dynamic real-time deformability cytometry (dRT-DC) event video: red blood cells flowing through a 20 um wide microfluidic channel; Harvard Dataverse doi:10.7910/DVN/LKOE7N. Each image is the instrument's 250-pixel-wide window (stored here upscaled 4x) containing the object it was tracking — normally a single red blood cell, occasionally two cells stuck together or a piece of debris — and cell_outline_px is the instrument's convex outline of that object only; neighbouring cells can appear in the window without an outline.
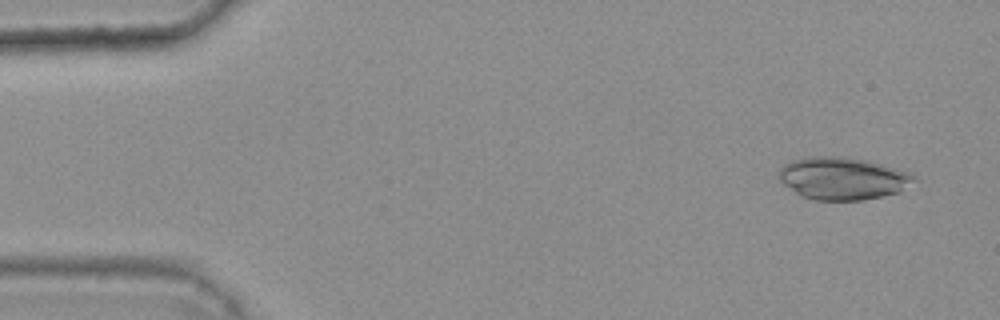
{"species": "common noctule bat (a hibernating species)", "species_latin": "Nyctalus noctula", "temperature_condition": "warm", "stored_images_in_passage": 47, "camera_frame_rate_fps": 3000, "um_per_image_px": 0.085, "animal": {"sex": "female", "body_mass_g": 25.1}, "frame": {"image": 1, "passage_image": 3, "time_ms": 0.667, "image_size_px": [1000, 320], "cell_outline_px": [[916, 180], [900, 192], [864, 200], [812, 200], [800, 196], [784, 184], [780, 180], [780, 168], [788, 160], [808, 156], [844, 156], [864, 160], [912, 172], [916, 176]], "centroid_in_image_um": [71.63, 15.16], "position_along_channel_um": 13.4, "area_um2": 33.7}}
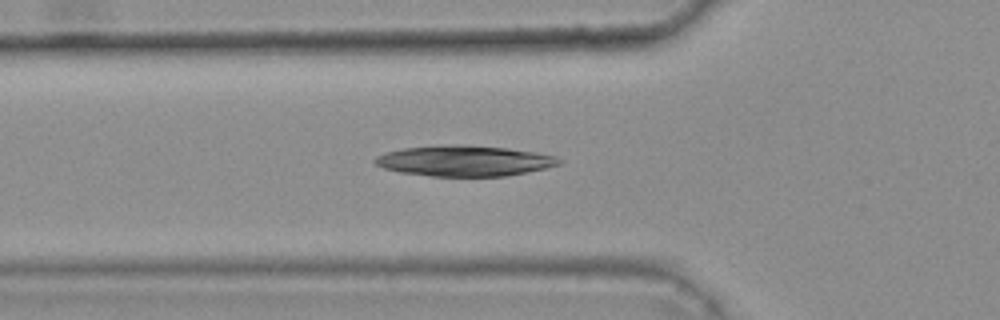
{"frame": {"image": 2, "passage_image": 18, "time_ms": 5.667, "image_size_px": [1000, 320], "cell_outline_px": [[564, 160], [560, 164], [528, 172], [508, 176], [432, 176], [400, 172], [384, 168], [376, 164], [372, 160], [376, 156], [388, 152], [404, 148], [508, 148], [536, 152], [556, 156]], "centroid_in_image_um": [39.55, 13.73], "position_along_channel_um": 86.3, "area_um2": 31.27}}
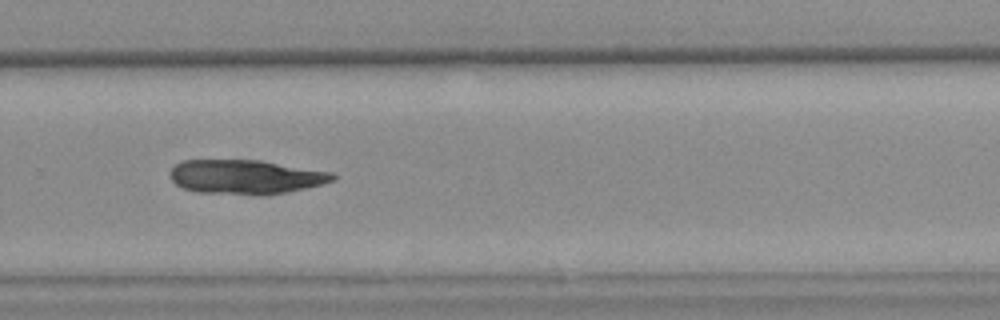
{"frame": {"image": 3, "passage_image": 36, "time_ms": 11.667, "image_size_px": [1000, 320], "cell_outline_px": [[336, 176], [332, 180], [320, 184], [288, 192], [260, 196], [256, 196], [196, 192], [184, 188], [176, 184], [172, 180], [168, 172], [180, 160], [260, 160], [332, 172]], "centroid_in_image_um": [20.83, 15.04], "position_along_channel_um": 309.0, "area_um2": 32.71}}